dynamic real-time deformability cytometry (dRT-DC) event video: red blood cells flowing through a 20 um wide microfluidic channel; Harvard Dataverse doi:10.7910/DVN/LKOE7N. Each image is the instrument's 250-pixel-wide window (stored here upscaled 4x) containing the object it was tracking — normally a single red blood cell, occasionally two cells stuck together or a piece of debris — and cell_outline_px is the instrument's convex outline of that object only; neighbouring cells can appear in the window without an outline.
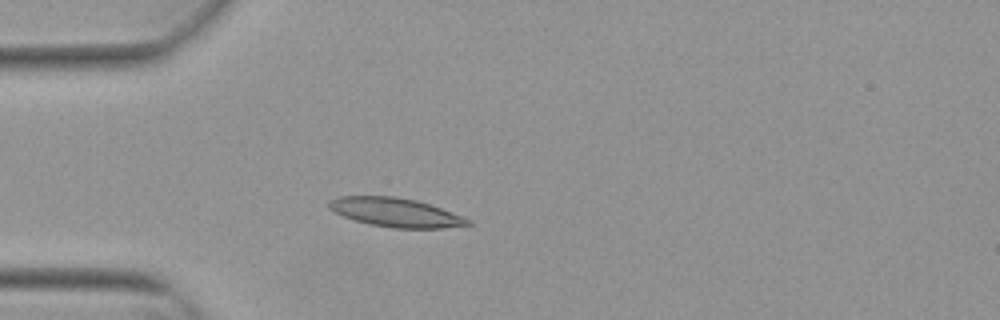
{"species": "Egyptian fruit bat (a non-hibernating species)", "species_latin": "Rousettus aegyptiacus", "temperature_condition": "warm", "stored_images_in_passage": 39, "camera_frame_rate_fps": 3000, "um_per_image_px": 0.085, "animal": {"sex": "female"}, "frame": {"image": 1, "passage_image": 1, "time_ms": 0.0, "image_size_px": [1000, 320], "cell_outline_px": [[472, 224], [444, 228], [392, 228], [368, 224], [344, 216], [328, 208], [328, 200], [340, 196], [392, 196], [416, 200], [440, 208], [472, 220]], "centroid_in_image_um": [33.61, 18.06], "position_along_channel_um": 51.4, "area_um2": 23.24}}
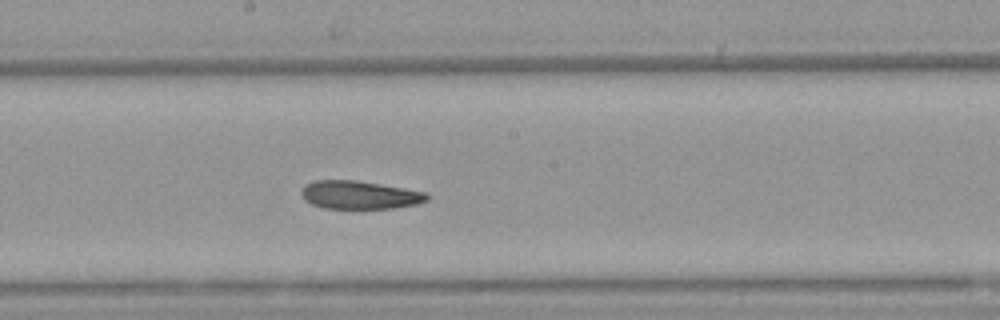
{"frame": {"image": 2, "passage_image": 15, "time_ms": 4.667, "image_size_px": [1000, 320], "cell_outline_px": [[428, 200], [416, 204], [396, 208], [324, 208], [312, 204], [304, 200], [300, 192], [304, 184], [316, 180], [356, 180], [428, 192]], "centroid_in_image_um": [30.55, 16.56], "position_along_channel_um": 217.6, "area_um2": 20.69}}
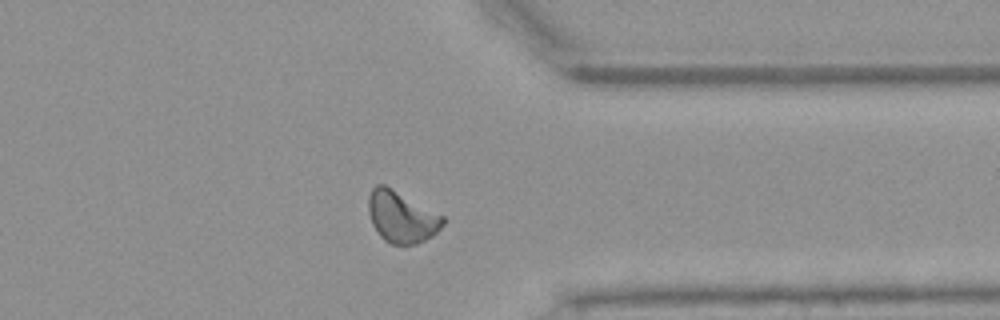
{"frame": {"image": 3, "passage_image": 28, "time_ms": 9.0, "image_size_px": [1000, 320], "cell_outline_px": [[444, 224], [432, 236], [416, 244], [392, 244], [384, 240], [376, 232], [372, 224], [368, 212], [368, 196], [372, 188], [376, 184], [384, 184], [444, 216]], "centroid_in_image_um": [34.1, 18.43], "position_along_channel_um": 377.3, "area_um2": 22.25}, "authors_computed_cell_mechanics": {"area_um2": 21.4438, "velocity_mm_per_s": 3.8078, "shape_relaxation_time_tau1_ms": 8.3522, "shape_relaxation_time_tau2_ms": 4.1063, "deformation_change_tau1": 0.1836, "deformation_change_tau2": 0.1069}}